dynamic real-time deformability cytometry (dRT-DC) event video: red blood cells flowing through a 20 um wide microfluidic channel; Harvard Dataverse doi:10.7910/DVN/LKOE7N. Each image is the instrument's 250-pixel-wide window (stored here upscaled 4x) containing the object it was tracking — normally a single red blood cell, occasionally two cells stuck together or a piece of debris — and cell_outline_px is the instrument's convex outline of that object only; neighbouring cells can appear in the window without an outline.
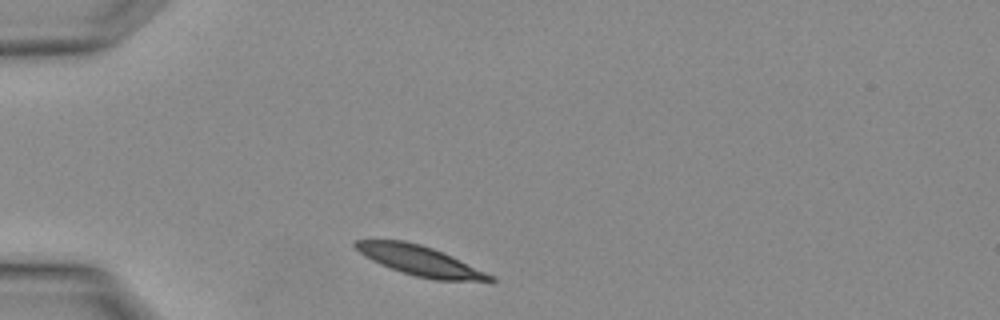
{"species": "Egyptian fruit bat (a non-hibernating species)", "species_latin": "Rousettus aegyptiacus", "temperature_condition": "warm", "stored_images_in_passage": 4, "camera_frame_rate_fps": 3000, "um_per_image_px": 0.085, "animal": {"sex": "female"}, "frame": {"image": 1, "passage_image": 4, "time_ms": 1.0, "image_size_px": [1000, 320], "cell_outline_px": [[496, 280], [492, 284], [432, 280], [400, 272], [380, 264], [364, 256], [352, 244], [356, 240], [404, 240], [420, 244], [432, 248], [484, 272], [492, 276]], "centroid_in_image_um": [35.75, 22.21], "position_along_channel_um": 49.2, "area_um2": 23.58}}